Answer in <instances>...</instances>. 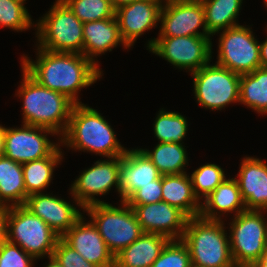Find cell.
Returning a JSON list of instances; mask_svg holds the SVG:
<instances>
[{
	"label": "cell",
	"instance_id": "13",
	"mask_svg": "<svg viewBox=\"0 0 267 267\" xmlns=\"http://www.w3.org/2000/svg\"><path fill=\"white\" fill-rule=\"evenodd\" d=\"M47 134L57 136L54 131L39 126L5 127L4 156L20 164L50 156L60 145L51 142Z\"/></svg>",
	"mask_w": 267,
	"mask_h": 267
},
{
	"label": "cell",
	"instance_id": "3",
	"mask_svg": "<svg viewBox=\"0 0 267 267\" xmlns=\"http://www.w3.org/2000/svg\"><path fill=\"white\" fill-rule=\"evenodd\" d=\"M23 79L15 94L23 101V124L39 126L62 136L68 126L75 103L66 95L45 88L23 68Z\"/></svg>",
	"mask_w": 267,
	"mask_h": 267
},
{
	"label": "cell",
	"instance_id": "38",
	"mask_svg": "<svg viewBox=\"0 0 267 267\" xmlns=\"http://www.w3.org/2000/svg\"><path fill=\"white\" fill-rule=\"evenodd\" d=\"M8 207L0 206V244L7 241Z\"/></svg>",
	"mask_w": 267,
	"mask_h": 267
},
{
	"label": "cell",
	"instance_id": "29",
	"mask_svg": "<svg viewBox=\"0 0 267 267\" xmlns=\"http://www.w3.org/2000/svg\"><path fill=\"white\" fill-rule=\"evenodd\" d=\"M239 103L260 114H267V68H257L240 77Z\"/></svg>",
	"mask_w": 267,
	"mask_h": 267
},
{
	"label": "cell",
	"instance_id": "11",
	"mask_svg": "<svg viewBox=\"0 0 267 267\" xmlns=\"http://www.w3.org/2000/svg\"><path fill=\"white\" fill-rule=\"evenodd\" d=\"M219 36L216 64L239 75L261 67L259 41L251 27L238 25L223 30Z\"/></svg>",
	"mask_w": 267,
	"mask_h": 267
},
{
	"label": "cell",
	"instance_id": "32",
	"mask_svg": "<svg viewBox=\"0 0 267 267\" xmlns=\"http://www.w3.org/2000/svg\"><path fill=\"white\" fill-rule=\"evenodd\" d=\"M64 2L82 23L115 16V9L110 0H64Z\"/></svg>",
	"mask_w": 267,
	"mask_h": 267
},
{
	"label": "cell",
	"instance_id": "17",
	"mask_svg": "<svg viewBox=\"0 0 267 267\" xmlns=\"http://www.w3.org/2000/svg\"><path fill=\"white\" fill-rule=\"evenodd\" d=\"M23 206L41 218L60 237L83 216L70 201L43 192L28 196Z\"/></svg>",
	"mask_w": 267,
	"mask_h": 267
},
{
	"label": "cell",
	"instance_id": "37",
	"mask_svg": "<svg viewBox=\"0 0 267 267\" xmlns=\"http://www.w3.org/2000/svg\"><path fill=\"white\" fill-rule=\"evenodd\" d=\"M162 201V177L136 190L125 202L128 205H143Z\"/></svg>",
	"mask_w": 267,
	"mask_h": 267
},
{
	"label": "cell",
	"instance_id": "12",
	"mask_svg": "<svg viewBox=\"0 0 267 267\" xmlns=\"http://www.w3.org/2000/svg\"><path fill=\"white\" fill-rule=\"evenodd\" d=\"M120 160L121 156L97 160L93 166L84 170L76 178L70 188V194H72L76 206L82 209L95 203H104V201L95 198V195H105L112 186L116 187L118 194H120Z\"/></svg>",
	"mask_w": 267,
	"mask_h": 267
},
{
	"label": "cell",
	"instance_id": "42",
	"mask_svg": "<svg viewBox=\"0 0 267 267\" xmlns=\"http://www.w3.org/2000/svg\"><path fill=\"white\" fill-rule=\"evenodd\" d=\"M251 265H267V246L265 247L261 258L253 262Z\"/></svg>",
	"mask_w": 267,
	"mask_h": 267
},
{
	"label": "cell",
	"instance_id": "18",
	"mask_svg": "<svg viewBox=\"0 0 267 267\" xmlns=\"http://www.w3.org/2000/svg\"><path fill=\"white\" fill-rule=\"evenodd\" d=\"M161 7L157 0H140L115 9L120 35L129 48L139 36L157 27Z\"/></svg>",
	"mask_w": 267,
	"mask_h": 267
},
{
	"label": "cell",
	"instance_id": "35",
	"mask_svg": "<svg viewBox=\"0 0 267 267\" xmlns=\"http://www.w3.org/2000/svg\"><path fill=\"white\" fill-rule=\"evenodd\" d=\"M35 260L17 244L8 240L0 244V267H32Z\"/></svg>",
	"mask_w": 267,
	"mask_h": 267
},
{
	"label": "cell",
	"instance_id": "10",
	"mask_svg": "<svg viewBox=\"0 0 267 267\" xmlns=\"http://www.w3.org/2000/svg\"><path fill=\"white\" fill-rule=\"evenodd\" d=\"M211 36L157 37L147 43L148 50L179 69L191 73L211 62Z\"/></svg>",
	"mask_w": 267,
	"mask_h": 267
},
{
	"label": "cell",
	"instance_id": "2",
	"mask_svg": "<svg viewBox=\"0 0 267 267\" xmlns=\"http://www.w3.org/2000/svg\"><path fill=\"white\" fill-rule=\"evenodd\" d=\"M59 141L75 151L83 150L106 158L122 156L127 150L101 113L84 103L73 106L67 129Z\"/></svg>",
	"mask_w": 267,
	"mask_h": 267
},
{
	"label": "cell",
	"instance_id": "28",
	"mask_svg": "<svg viewBox=\"0 0 267 267\" xmlns=\"http://www.w3.org/2000/svg\"><path fill=\"white\" fill-rule=\"evenodd\" d=\"M162 175L183 174L188 165L187 150L183 144L159 142L152 151L140 148Z\"/></svg>",
	"mask_w": 267,
	"mask_h": 267
},
{
	"label": "cell",
	"instance_id": "8",
	"mask_svg": "<svg viewBox=\"0 0 267 267\" xmlns=\"http://www.w3.org/2000/svg\"><path fill=\"white\" fill-rule=\"evenodd\" d=\"M262 214L245 210L229 224L230 250L236 267H249L261 258L267 246V221Z\"/></svg>",
	"mask_w": 267,
	"mask_h": 267
},
{
	"label": "cell",
	"instance_id": "1",
	"mask_svg": "<svg viewBox=\"0 0 267 267\" xmlns=\"http://www.w3.org/2000/svg\"><path fill=\"white\" fill-rule=\"evenodd\" d=\"M37 59L22 56V68L40 85L66 95L75 104L82 103L78 92L96 83L102 71L83 54L46 51L37 48Z\"/></svg>",
	"mask_w": 267,
	"mask_h": 267
},
{
	"label": "cell",
	"instance_id": "33",
	"mask_svg": "<svg viewBox=\"0 0 267 267\" xmlns=\"http://www.w3.org/2000/svg\"><path fill=\"white\" fill-rule=\"evenodd\" d=\"M33 24L24 3L18 0H0V27L22 32Z\"/></svg>",
	"mask_w": 267,
	"mask_h": 267
},
{
	"label": "cell",
	"instance_id": "34",
	"mask_svg": "<svg viewBox=\"0 0 267 267\" xmlns=\"http://www.w3.org/2000/svg\"><path fill=\"white\" fill-rule=\"evenodd\" d=\"M187 245L181 240H169L151 267H190Z\"/></svg>",
	"mask_w": 267,
	"mask_h": 267
},
{
	"label": "cell",
	"instance_id": "41",
	"mask_svg": "<svg viewBox=\"0 0 267 267\" xmlns=\"http://www.w3.org/2000/svg\"><path fill=\"white\" fill-rule=\"evenodd\" d=\"M135 1H140V0H110L111 5L114 7V9H117L126 4L133 3Z\"/></svg>",
	"mask_w": 267,
	"mask_h": 267
},
{
	"label": "cell",
	"instance_id": "45",
	"mask_svg": "<svg viewBox=\"0 0 267 267\" xmlns=\"http://www.w3.org/2000/svg\"><path fill=\"white\" fill-rule=\"evenodd\" d=\"M249 267H267V265H250Z\"/></svg>",
	"mask_w": 267,
	"mask_h": 267
},
{
	"label": "cell",
	"instance_id": "14",
	"mask_svg": "<svg viewBox=\"0 0 267 267\" xmlns=\"http://www.w3.org/2000/svg\"><path fill=\"white\" fill-rule=\"evenodd\" d=\"M159 22L158 37L211 36L207 32L201 0L163 5ZM201 27L202 32H199Z\"/></svg>",
	"mask_w": 267,
	"mask_h": 267
},
{
	"label": "cell",
	"instance_id": "43",
	"mask_svg": "<svg viewBox=\"0 0 267 267\" xmlns=\"http://www.w3.org/2000/svg\"><path fill=\"white\" fill-rule=\"evenodd\" d=\"M158 2L161 3V5H166L170 3H179V2H192V1H197V0H157Z\"/></svg>",
	"mask_w": 267,
	"mask_h": 267
},
{
	"label": "cell",
	"instance_id": "7",
	"mask_svg": "<svg viewBox=\"0 0 267 267\" xmlns=\"http://www.w3.org/2000/svg\"><path fill=\"white\" fill-rule=\"evenodd\" d=\"M61 237L23 205L8 207L7 240L34 258L53 255Z\"/></svg>",
	"mask_w": 267,
	"mask_h": 267
},
{
	"label": "cell",
	"instance_id": "5",
	"mask_svg": "<svg viewBox=\"0 0 267 267\" xmlns=\"http://www.w3.org/2000/svg\"><path fill=\"white\" fill-rule=\"evenodd\" d=\"M35 23L38 48L64 53H83V23L64 1L56 0Z\"/></svg>",
	"mask_w": 267,
	"mask_h": 267
},
{
	"label": "cell",
	"instance_id": "4",
	"mask_svg": "<svg viewBox=\"0 0 267 267\" xmlns=\"http://www.w3.org/2000/svg\"><path fill=\"white\" fill-rule=\"evenodd\" d=\"M224 221L201 216L188 218L182 241L187 245L192 264L205 267H236Z\"/></svg>",
	"mask_w": 267,
	"mask_h": 267
},
{
	"label": "cell",
	"instance_id": "40",
	"mask_svg": "<svg viewBox=\"0 0 267 267\" xmlns=\"http://www.w3.org/2000/svg\"><path fill=\"white\" fill-rule=\"evenodd\" d=\"M5 149V126L0 124V157L4 156Z\"/></svg>",
	"mask_w": 267,
	"mask_h": 267
},
{
	"label": "cell",
	"instance_id": "44",
	"mask_svg": "<svg viewBox=\"0 0 267 267\" xmlns=\"http://www.w3.org/2000/svg\"><path fill=\"white\" fill-rule=\"evenodd\" d=\"M49 263L45 267H62V265L53 257H49Z\"/></svg>",
	"mask_w": 267,
	"mask_h": 267
},
{
	"label": "cell",
	"instance_id": "23",
	"mask_svg": "<svg viewBox=\"0 0 267 267\" xmlns=\"http://www.w3.org/2000/svg\"><path fill=\"white\" fill-rule=\"evenodd\" d=\"M168 241L163 235L143 233L115 255L114 267H151Z\"/></svg>",
	"mask_w": 267,
	"mask_h": 267
},
{
	"label": "cell",
	"instance_id": "39",
	"mask_svg": "<svg viewBox=\"0 0 267 267\" xmlns=\"http://www.w3.org/2000/svg\"><path fill=\"white\" fill-rule=\"evenodd\" d=\"M261 67L267 68V38L259 44Z\"/></svg>",
	"mask_w": 267,
	"mask_h": 267
},
{
	"label": "cell",
	"instance_id": "9",
	"mask_svg": "<svg viewBox=\"0 0 267 267\" xmlns=\"http://www.w3.org/2000/svg\"><path fill=\"white\" fill-rule=\"evenodd\" d=\"M191 75L195 99L203 108L221 110L231 103H239L241 75L210 62Z\"/></svg>",
	"mask_w": 267,
	"mask_h": 267
},
{
	"label": "cell",
	"instance_id": "16",
	"mask_svg": "<svg viewBox=\"0 0 267 267\" xmlns=\"http://www.w3.org/2000/svg\"><path fill=\"white\" fill-rule=\"evenodd\" d=\"M82 216L61 239L76 250L86 261L98 267H114L115 256L109 250L99 231Z\"/></svg>",
	"mask_w": 267,
	"mask_h": 267
},
{
	"label": "cell",
	"instance_id": "30",
	"mask_svg": "<svg viewBox=\"0 0 267 267\" xmlns=\"http://www.w3.org/2000/svg\"><path fill=\"white\" fill-rule=\"evenodd\" d=\"M186 118L178 112L159 111L153 124L154 135L158 142L183 144L188 130Z\"/></svg>",
	"mask_w": 267,
	"mask_h": 267
},
{
	"label": "cell",
	"instance_id": "26",
	"mask_svg": "<svg viewBox=\"0 0 267 267\" xmlns=\"http://www.w3.org/2000/svg\"><path fill=\"white\" fill-rule=\"evenodd\" d=\"M62 154L59 146L48 157L22 164L27 197L32 194L42 193L50 185L55 167L62 161Z\"/></svg>",
	"mask_w": 267,
	"mask_h": 267
},
{
	"label": "cell",
	"instance_id": "19",
	"mask_svg": "<svg viewBox=\"0 0 267 267\" xmlns=\"http://www.w3.org/2000/svg\"><path fill=\"white\" fill-rule=\"evenodd\" d=\"M161 177L162 174L140 148L126 150L121 156L119 170L121 201H126L136 190Z\"/></svg>",
	"mask_w": 267,
	"mask_h": 267
},
{
	"label": "cell",
	"instance_id": "6",
	"mask_svg": "<svg viewBox=\"0 0 267 267\" xmlns=\"http://www.w3.org/2000/svg\"><path fill=\"white\" fill-rule=\"evenodd\" d=\"M120 202L121 207L104 202L83 208L114 256L144 233L133 209Z\"/></svg>",
	"mask_w": 267,
	"mask_h": 267
},
{
	"label": "cell",
	"instance_id": "31",
	"mask_svg": "<svg viewBox=\"0 0 267 267\" xmlns=\"http://www.w3.org/2000/svg\"><path fill=\"white\" fill-rule=\"evenodd\" d=\"M225 175L221 166L214 163L201 165L192 172L189 177L191 179L193 192L198 200L201 202L203 197L206 198L212 193L216 187L226 179Z\"/></svg>",
	"mask_w": 267,
	"mask_h": 267
},
{
	"label": "cell",
	"instance_id": "15",
	"mask_svg": "<svg viewBox=\"0 0 267 267\" xmlns=\"http://www.w3.org/2000/svg\"><path fill=\"white\" fill-rule=\"evenodd\" d=\"M129 206L144 233L163 235L169 240L182 239L188 217L177 207L164 201Z\"/></svg>",
	"mask_w": 267,
	"mask_h": 267
},
{
	"label": "cell",
	"instance_id": "46",
	"mask_svg": "<svg viewBox=\"0 0 267 267\" xmlns=\"http://www.w3.org/2000/svg\"><path fill=\"white\" fill-rule=\"evenodd\" d=\"M190 267H205V266H199V265H196V264H191Z\"/></svg>",
	"mask_w": 267,
	"mask_h": 267
},
{
	"label": "cell",
	"instance_id": "25",
	"mask_svg": "<svg viewBox=\"0 0 267 267\" xmlns=\"http://www.w3.org/2000/svg\"><path fill=\"white\" fill-rule=\"evenodd\" d=\"M26 198L22 164L0 157V206L24 205Z\"/></svg>",
	"mask_w": 267,
	"mask_h": 267
},
{
	"label": "cell",
	"instance_id": "21",
	"mask_svg": "<svg viewBox=\"0 0 267 267\" xmlns=\"http://www.w3.org/2000/svg\"><path fill=\"white\" fill-rule=\"evenodd\" d=\"M83 55L97 66L94 57L112 51L117 45L129 47L123 41L116 17L83 23Z\"/></svg>",
	"mask_w": 267,
	"mask_h": 267
},
{
	"label": "cell",
	"instance_id": "27",
	"mask_svg": "<svg viewBox=\"0 0 267 267\" xmlns=\"http://www.w3.org/2000/svg\"><path fill=\"white\" fill-rule=\"evenodd\" d=\"M243 0H201L205 23L210 35L238 26L237 17Z\"/></svg>",
	"mask_w": 267,
	"mask_h": 267
},
{
	"label": "cell",
	"instance_id": "47",
	"mask_svg": "<svg viewBox=\"0 0 267 267\" xmlns=\"http://www.w3.org/2000/svg\"><path fill=\"white\" fill-rule=\"evenodd\" d=\"M264 4L266 5V7H267V0H264Z\"/></svg>",
	"mask_w": 267,
	"mask_h": 267
},
{
	"label": "cell",
	"instance_id": "36",
	"mask_svg": "<svg viewBox=\"0 0 267 267\" xmlns=\"http://www.w3.org/2000/svg\"><path fill=\"white\" fill-rule=\"evenodd\" d=\"M62 267H98L86 261L76 250L67 245L61 238L57 241L52 255Z\"/></svg>",
	"mask_w": 267,
	"mask_h": 267
},
{
	"label": "cell",
	"instance_id": "24",
	"mask_svg": "<svg viewBox=\"0 0 267 267\" xmlns=\"http://www.w3.org/2000/svg\"><path fill=\"white\" fill-rule=\"evenodd\" d=\"M162 201L177 207L188 218L199 216L201 202L195 196L189 175H162Z\"/></svg>",
	"mask_w": 267,
	"mask_h": 267
},
{
	"label": "cell",
	"instance_id": "22",
	"mask_svg": "<svg viewBox=\"0 0 267 267\" xmlns=\"http://www.w3.org/2000/svg\"><path fill=\"white\" fill-rule=\"evenodd\" d=\"M203 199L205 200L204 203L201 202L199 216L208 220H222L223 213L225 215L227 212H235L233 216H236L246 210L236 178H226L212 193Z\"/></svg>",
	"mask_w": 267,
	"mask_h": 267
},
{
	"label": "cell",
	"instance_id": "20",
	"mask_svg": "<svg viewBox=\"0 0 267 267\" xmlns=\"http://www.w3.org/2000/svg\"><path fill=\"white\" fill-rule=\"evenodd\" d=\"M239 168L236 180L246 210L267 211L266 163L259 158L244 157Z\"/></svg>",
	"mask_w": 267,
	"mask_h": 267
}]
</instances>
